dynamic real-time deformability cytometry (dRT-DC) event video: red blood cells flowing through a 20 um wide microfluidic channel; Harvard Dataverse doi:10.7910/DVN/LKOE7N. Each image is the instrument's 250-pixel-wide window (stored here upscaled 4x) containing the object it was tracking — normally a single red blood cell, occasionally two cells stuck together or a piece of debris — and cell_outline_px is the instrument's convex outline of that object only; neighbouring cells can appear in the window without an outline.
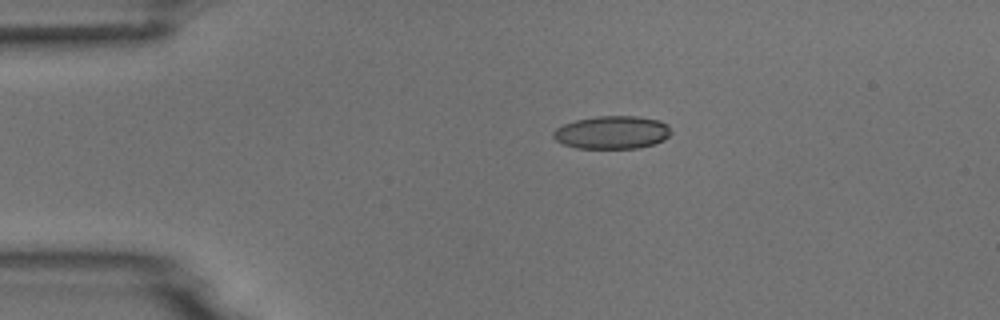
{"species": "common noctule bat (a hibernating species)", "species_latin": "Nyctalus noctula", "temperature_condition": "room temperature", "stored_images_in_passage": 6, "camera_frame_rate_fps": 3000, "um_per_image_px": 0.085, "animal": {"sex": "male", "body_mass_g": 18.8}, "frame": {"image": 1, "passage_image": 3, "time_ms": 3.333, "image_size_px": [1000, 320], "cell_outline_px": [[672, 132], [664, 140], [640, 148], [576, 148], [564, 144], [556, 140], [552, 136], [552, 132], [556, 128], [564, 124], [576, 120], [596, 116], [636, 116], [660, 120], [668, 124]], "centroid_in_image_um": [52.04, 11.25], "position_along_channel_um": 33.0, "area_um2": 22.72}}
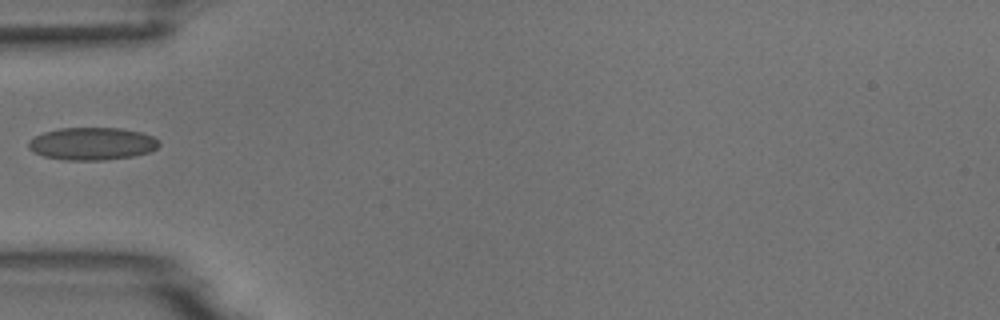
{"frame": {"image": 2, "passage_image": 5, "time_ms": 5.667, "image_size_px": [1000, 320], "cell_outline_px": [[160, 144], [156, 148], [148, 152], [132, 156], [104, 160], [64, 160], [44, 156], [28, 148], [28, 140], [44, 132], [60, 128], [120, 128], [140, 132], [152, 136], [160, 140]], "centroid_in_image_um": [7.83, 12.21], "position_along_channel_um": 77.2, "area_um2": 24.68}}